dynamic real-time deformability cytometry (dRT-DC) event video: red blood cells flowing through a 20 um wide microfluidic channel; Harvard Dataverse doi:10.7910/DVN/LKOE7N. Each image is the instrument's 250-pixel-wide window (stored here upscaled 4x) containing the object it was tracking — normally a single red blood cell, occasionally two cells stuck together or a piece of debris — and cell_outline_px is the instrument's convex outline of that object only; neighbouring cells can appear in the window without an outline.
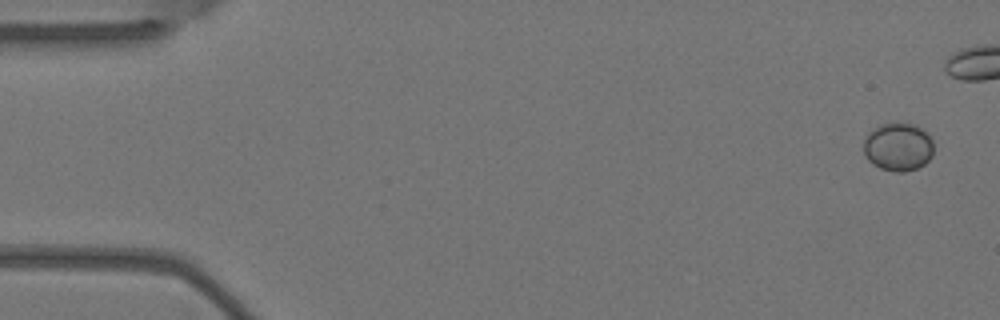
{"species": "Egyptian fruit bat (a non-hibernating species)", "species_latin": "Rousettus aegyptiacus", "temperature_condition": "warm", "stored_images_in_passage": 6, "camera_frame_rate_fps": 3000, "um_per_image_px": 0.085, "animal": {"sex": "female"}, "frame": {"image": 1, "passage_image": 1, "time_ms": 0.0, "image_size_px": [1000, 320], "cell_outline_px": [[932, 156], [924, 164], [916, 168], [904, 172], [896, 172], [880, 168], [872, 164], [864, 156], [864, 140], [868, 132], [880, 124], [900, 120], [912, 124], [920, 128], [932, 140]], "centroid_in_image_um": [76.3, 12.46], "position_along_channel_um": 8.7, "area_um2": 19.88}}
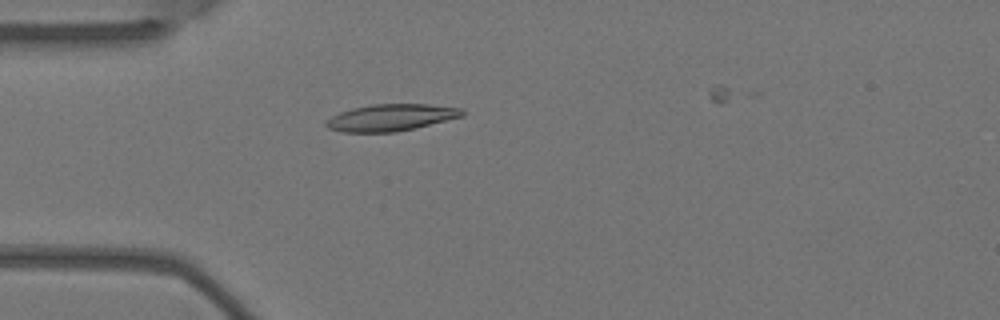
{"frame": {"image": 2, "passage_image": 6, "time_ms": 1.667, "image_size_px": [1000, 320], "cell_outline_px": [[464, 116], [416, 128], [396, 132], [344, 132], [328, 128], [324, 124], [332, 116], [340, 112], [352, 108], [372, 104], [428, 104], [464, 108]], "centroid_in_image_um": [33.27, 9.99], "position_along_channel_um": 51.7, "area_um2": 21.33}}